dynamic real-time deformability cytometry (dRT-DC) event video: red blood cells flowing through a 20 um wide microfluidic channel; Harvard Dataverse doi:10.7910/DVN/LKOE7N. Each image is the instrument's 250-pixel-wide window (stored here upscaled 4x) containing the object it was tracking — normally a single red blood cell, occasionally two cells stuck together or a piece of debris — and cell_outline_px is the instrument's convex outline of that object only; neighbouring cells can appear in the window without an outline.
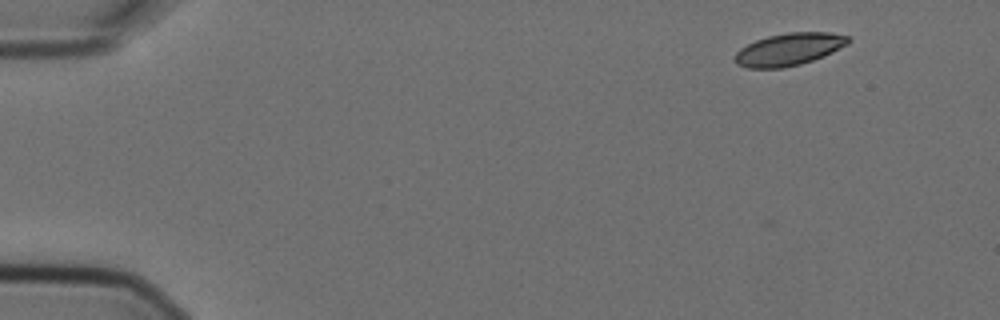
{"species": "Egyptian fruit bat (a non-hibernating species)", "species_latin": "Rousettus aegyptiacus", "temperature_condition": "cold", "stored_images_in_passage": 6, "camera_frame_rate_fps": 3000, "um_per_image_px": 0.085, "animal": {"sex": "female"}, "frame": {"image": 1, "passage_image": 2, "time_ms": 0.333, "image_size_px": [1000, 320], "cell_outline_px": [[852, 40], [848, 44], [832, 52], [812, 60], [800, 64], [784, 68], [748, 68], [736, 64], [732, 60], [736, 52], [740, 48], [756, 40], [768, 36], [788, 32], [828, 32], [848, 36]], "centroid_in_image_um": [67.04, 4.19], "position_along_channel_um": 18.0, "area_um2": 21.44}}
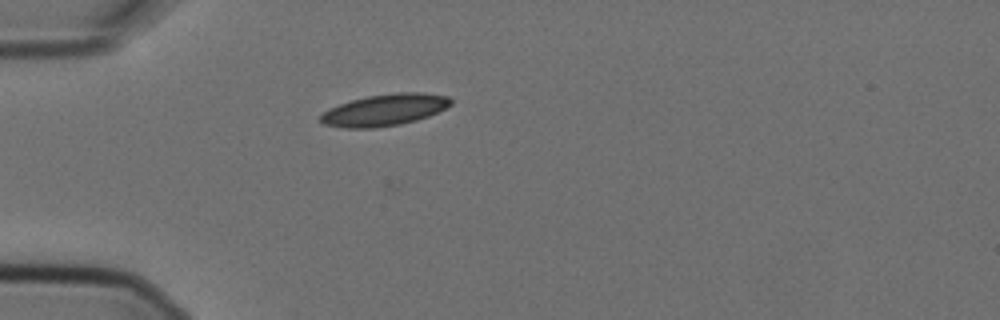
{"frame": {"image": 2, "passage_image": 5, "time_ms": 1.333, "image_size_px": [1000, 320], "cell_outline_px": [[452, 104], [428, 116], [416, 120], [400, 124], [372, 128], [344, 128], [324, 124], [320, 120], [320, 116], [328, 108], [352, 100], [368, 96], [396, 92], [424, 92], [448, 96], [452, 100]], "centroid_in_image_um": [32.7, 9.34], "position_along_channel_um": 52.3, "area_um2": 23.93}}